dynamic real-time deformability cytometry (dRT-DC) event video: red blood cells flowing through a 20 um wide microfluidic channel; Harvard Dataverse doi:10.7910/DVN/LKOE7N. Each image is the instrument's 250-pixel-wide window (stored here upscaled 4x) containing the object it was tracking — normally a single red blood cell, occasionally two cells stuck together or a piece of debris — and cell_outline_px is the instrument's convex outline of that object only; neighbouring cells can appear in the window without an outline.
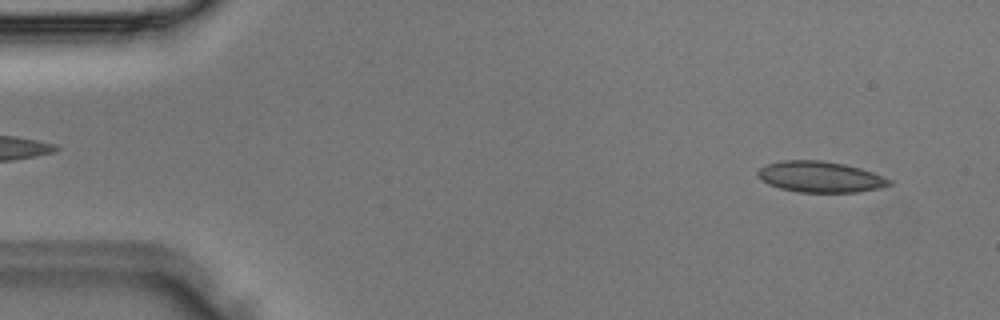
{"species": "Egyptian fruit bat (a non-hibernating species)", "species_latin": "Rousettus aegyptiacus", "temperature_condition": "room temperature", "stored_images_in_passage": 4, "segment_of_instrument_passage": [2, 2], "camera_frame_rate_fps": 3000, "um_per_image_px": 0.085, "animal": {"sex": "male"}, "frame": {"image": 1, "passage_image": 4, "time_ms": 1.0, "image_size_px": [1000, 320], "cell_outline_px": [[892, 184], [880, 188], [856, 192], [800, 192], [780, 188], [768, 184], [760, 180], [756, 176], [756, 172], [760, 168], [768, 164], [780, 160], [824, 160], [844, 164], [860, 168], [872, 172], [892, 180]], "centroid_in_image_um": [69.69, 15.03], "position_along_channel_um": 15.3, "area_um2": 23.81}}